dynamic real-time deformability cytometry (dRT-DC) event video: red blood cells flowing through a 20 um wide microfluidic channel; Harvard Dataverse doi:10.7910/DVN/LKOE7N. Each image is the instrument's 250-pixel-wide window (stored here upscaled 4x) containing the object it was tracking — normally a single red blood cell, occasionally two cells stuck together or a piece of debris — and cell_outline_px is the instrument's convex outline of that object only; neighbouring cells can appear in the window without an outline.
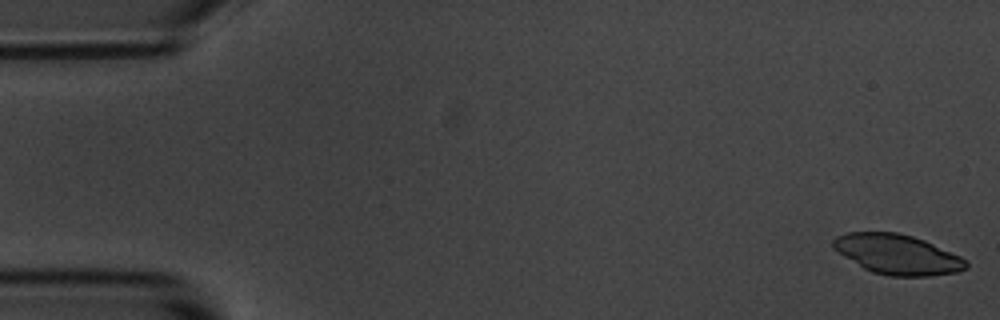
{"species": "common noctule bat (a hibernating species)", "species_latin": "Nyctalus noctula", "temperature_condition": "room temperature", "stored_images_in_passage": 5, "camera_frame_rate_fps": 3000, "um_per_image_px": 0.085, "animal": {"sex": "male", "body_mass_g": 20.1, "forearm_length_mm": 53.5}, "frame": {"image": 1, "passage_image": 1, "time_ms": 0.0, "image_size_px": [1000, 320], "cell_outline_px": [[968, 268], [956, 272], [928, 276], [888, 276], [872, 272], [864, 268], [844, 256], [832, 248], [832, 240], [836, 236], [844, 232], [896, 232], [912, 236], [924, 240], [960, 256], [968, 264]], "centroid_in_image_um": [76.24, 21.61], "position_along_channel_um": 8.8, "area_um2": 30.81}}